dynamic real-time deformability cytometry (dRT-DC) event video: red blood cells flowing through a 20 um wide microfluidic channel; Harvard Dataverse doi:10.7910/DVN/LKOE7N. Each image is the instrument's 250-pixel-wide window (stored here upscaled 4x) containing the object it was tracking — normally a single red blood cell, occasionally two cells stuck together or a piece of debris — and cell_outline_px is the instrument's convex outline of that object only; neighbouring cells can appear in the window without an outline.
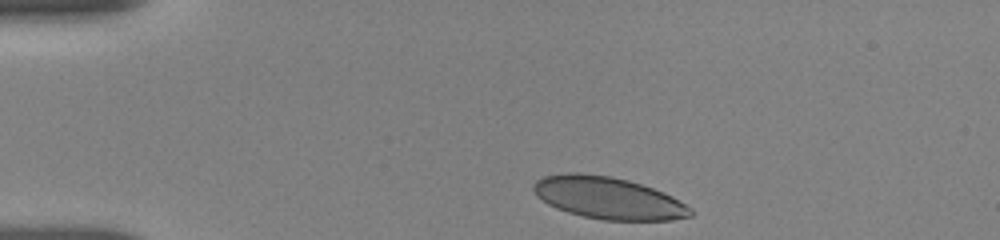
{"species": "human", "species_latin": "Homo sapiens", "temperature_condition": "room temperature", "stored_images_in_passage": 41, "camera_frame_rate_fps": 3000, "um_per_image_px": 0.085, "donor": {"sex": "female"}, "frame": {"image": 1, "passage_image": 1, "time_ms": 0.0, "image_size_px": [1000, 240], "cell_outline_px": [[692, 216], [672, 220], [604, 220], [584, 216], [568, 212], [556, 208], [548, 204], [536, 196], [532, 188], [532, 184], [536, 180], [544, 176], [564, 172], [580, 172], [612, 176], [628, 180], [664, 192], [672, 196], [692, 208]], "centroid_in_image_um": [51.67, 16.81], "position_along_channel_um": 33.3, "area_um2": 38.67}}
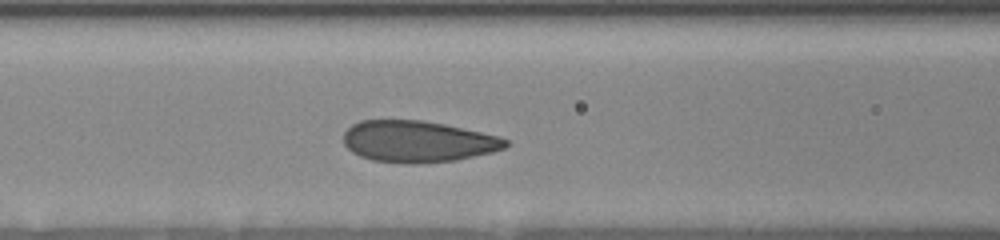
{"frame": {"image": 2, "passage_image": 24, "time_ms": 4.0, "image_size_px": [1000, 240], "cell_outline_px": [[512, 144], [504, 148], [492, 152], [456, 160], [416, 164], [404, 164], [372, 160], [360, 156], [352, 152], [344, 144], [344, 132], [352, 124], [360, 120], [420, 120], [444, 124], [500, 136], [508, 140]], "centroid_in_image_um": [35.52, 12.03], "position_along_channel_um": 131.1, "area_um2": 39.36}}
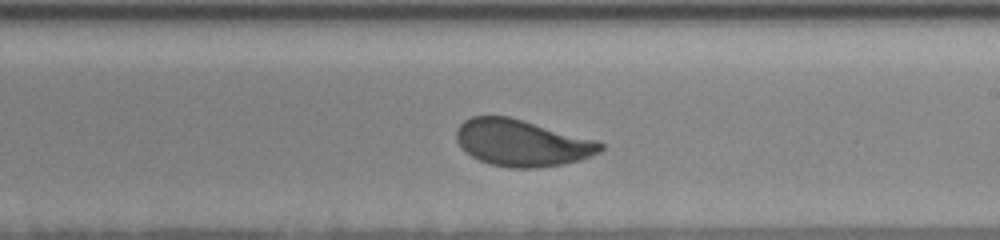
{"frame": {"image": 3, "passage_image": 40, "time_ms": 7.0, "image_size_px": [1000, 240], "cell_outline_px": [[604, 148], [600, 152], [580, 160], [564, 164], [536, 168], [508, 168], [488, 164], [464, 152], [460, 148], [456, 140], [456, 128], [464, 120], [472, 116], [508, 116], [596, 140], [604, 144]], "centroid_in_image_um": [44.33, 12.16], "position_along_channel_um": 244.7, "area_um2": 39.3}}